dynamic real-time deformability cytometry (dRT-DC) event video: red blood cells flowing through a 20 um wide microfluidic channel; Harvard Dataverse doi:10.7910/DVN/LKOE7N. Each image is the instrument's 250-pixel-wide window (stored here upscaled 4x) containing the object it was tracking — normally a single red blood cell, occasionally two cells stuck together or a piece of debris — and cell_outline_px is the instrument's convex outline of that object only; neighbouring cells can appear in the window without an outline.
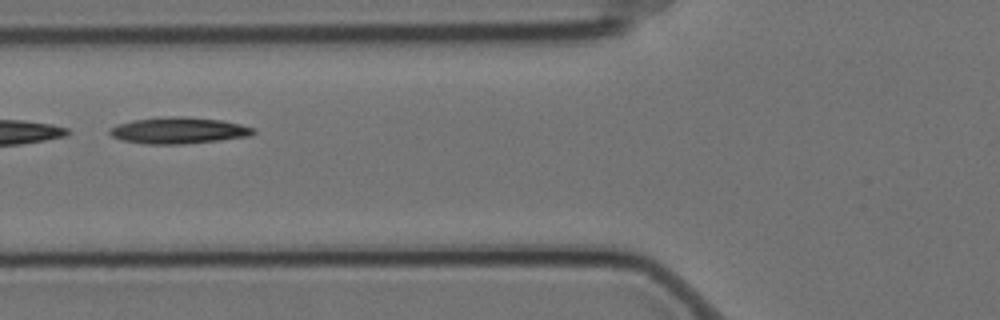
{"species": "Egyptian fruit bat (a non-hibernating species)", "species_latin": "Rousettus aegyptiacus", "temperature_condition": "cold", "stored_images_in_passage": 6, "camera_frame_rate_fps": 3000, "um_per_image_px": 0.085, "animal": {"sex": "female"}, "frame": {"image": 1, "passage_image": 3, "time_ms": 0.667, "image_size_px": [1000, 320], "cell_outline_px": [[256, 132], [248, 136], [220, 140], [180, 144], [144, 144], [120, 140], [112, 136], [108, 132], [108, 128], [116, 124], [132, 120], [172, 116], [184, 116], [224, 120], [256, 128]], "centroid_in_image_um": [15.15, 11.08], "position_along_channel_um": 110.6, "area_um2": 22.31}}
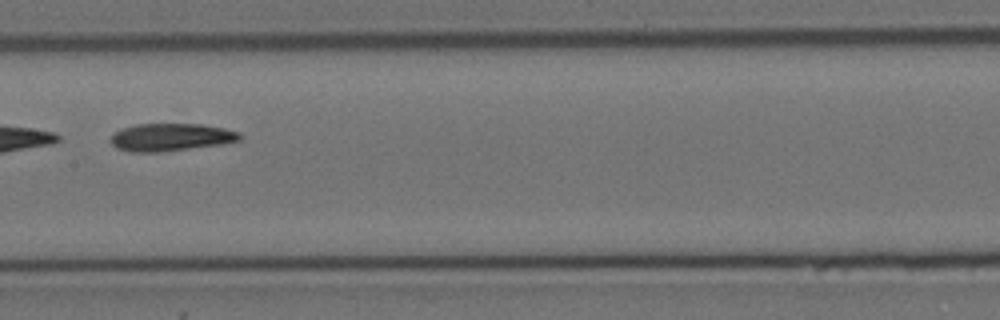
{"frame": {"image": 2, "passage_image": 5, "time_ms": 1.333, "image_size_px": [1000, 320], "cell_outline_px": [[244, 136], [240, 140], [220, 144], [160, 152], [132, 152], [116, 148], [108, 140], [120, 128], [136, 124], [200, 124], [224, 128], [240, 132]], "centroid_in_image_um": [14.51, 11.66], "position_along_channel_um": 192.9, "area_um2": 20.81}}